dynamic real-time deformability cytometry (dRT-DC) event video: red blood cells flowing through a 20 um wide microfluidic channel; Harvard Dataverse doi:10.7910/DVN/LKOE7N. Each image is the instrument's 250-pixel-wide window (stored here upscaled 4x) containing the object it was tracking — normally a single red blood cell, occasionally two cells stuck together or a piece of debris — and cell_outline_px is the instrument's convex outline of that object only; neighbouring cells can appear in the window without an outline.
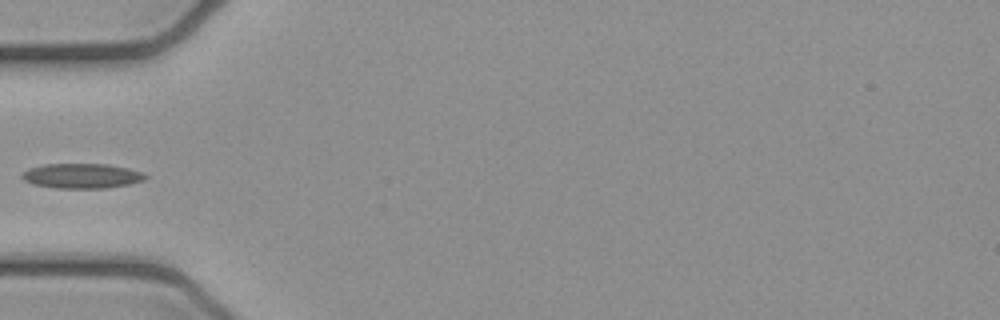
{"species": "common noctule bat (a hibernating species)", "species_latin": "Nyctalus noctula", "temperature_condition": "cold", "stored_images_in_passage": 5, "camera_frame_rate_fps": 3000, "um_per_image_px": 0.085, "animal": {"sex": "female", "body_mass_g": 21.9}, "frame": {"image": 1, "passage_image": 5, "time_ms": 1.333, "image_size_px": [1000, 320], "cell_outline_px": [[148, 176], [144, 180], [128, 184], [104, 188], [56, 188], [32, 184], [24, 180], [20, 176], [28, 168], [44, 164], [108, 164], [128, 168], [140, 172]], "centroid_in_image_um": [6.92, 14.95], "position_along_channel_um": 78.1, "area_um2": 17.8}}